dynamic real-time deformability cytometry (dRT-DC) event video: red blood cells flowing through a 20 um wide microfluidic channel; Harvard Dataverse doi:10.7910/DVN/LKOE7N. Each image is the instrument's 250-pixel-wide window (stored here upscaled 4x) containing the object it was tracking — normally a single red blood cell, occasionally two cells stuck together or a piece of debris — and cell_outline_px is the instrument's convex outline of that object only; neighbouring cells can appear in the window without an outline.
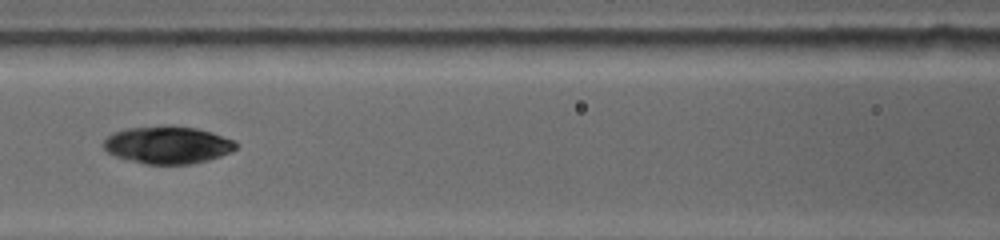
{"species": "common noctule bat (a hibernating species)", "species_latin": "Nyctalus noctula", "temperature_condition": "warm", "stored_images_in_passage": 15, "camera_frame_rate_fps": 5000, "um_per_image_px": 0.085, "animal": {"sex": "female", "body_mass_g": 19.0, "forearm_length_mm": 53.3}, "frame": {"image": 1, "passage_image": 9, "time_ms": 2.8, "image_size_px": [1000, 240], "cell_outline_px": [[236, 148], [220, 156], [188, 164], [148, 164], [116, 156], [108, 152], [104, 148], [104, 140], [112, 132], [128, 128], [196, 128], [212, 132], [232, 140], [236, 144]], "centroid_in_image_um": [14.22, 12.34], "position_along_channel_um": 152.4, "area_um2": 27.63}}